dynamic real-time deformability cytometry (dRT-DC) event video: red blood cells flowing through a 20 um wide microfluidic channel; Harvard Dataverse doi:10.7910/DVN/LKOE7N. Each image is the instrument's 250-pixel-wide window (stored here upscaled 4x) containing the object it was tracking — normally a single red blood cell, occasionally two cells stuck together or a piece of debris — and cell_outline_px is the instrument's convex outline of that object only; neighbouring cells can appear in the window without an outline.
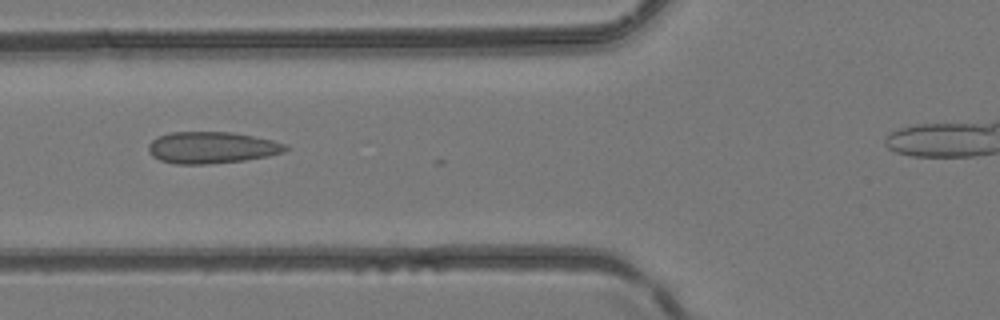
{"species": "common noctule bat (a hibernating species)", "species_latin": "Nyctalus noctula", "temperature_condition": "room temperature", "stored_images_in_passage": 3, "camera_frame_rate_fps": 3000, "um_per_image_px": 0.085, "animal": {"sex": "female", "body_mass_g": 24.6, "forearm_length_mm": 56.2}, "frame": {"image": 1, "passage_image": 3, "time_ms": 0.667, "image_size_px": [1000, 320], "cell_outline_px": [[292, 148], [284, 152], [268, 156], [244, 160], [204, 164], [176, 164], [160, 160], [152, 156], [148, 152], [148, 144], [156, 136], [172, 132], [232, 132], [272, 140], [288, 144]], "centroid_in_image_um": [18.0, 12.54], "position_along_channel_um": 107.8, "area_um2": 25.43}}